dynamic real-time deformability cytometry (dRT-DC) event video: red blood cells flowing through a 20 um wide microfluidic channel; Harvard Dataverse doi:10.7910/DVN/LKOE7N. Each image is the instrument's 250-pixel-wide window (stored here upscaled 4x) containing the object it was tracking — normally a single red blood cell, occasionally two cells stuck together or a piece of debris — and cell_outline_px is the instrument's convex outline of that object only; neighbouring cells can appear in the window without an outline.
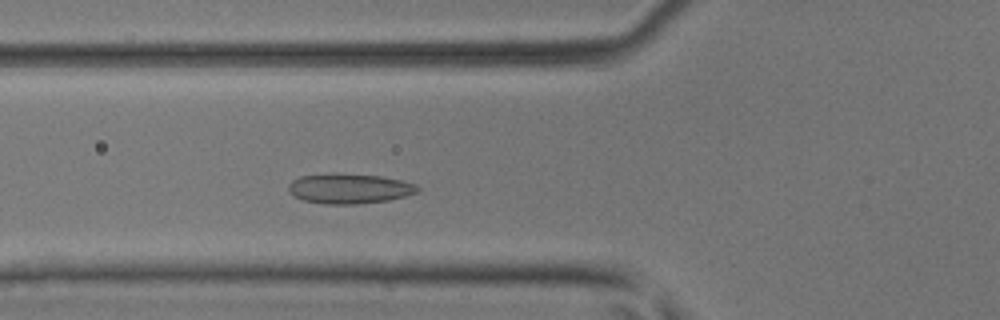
{"species": "common noctule bat (a hibernating species)", "species_latin": "Nyctalus noctula", "temperature_condition": "room temperature", "stored_images_in_passage": 35, "camera_frame_rate_fps": 3000, "um_per_image_px": 0.085, "animal": {"sex": "male", "body_mass_g": 17.9, "forearm_length_mm": 54.2}, "frame": {"image": 1, "passage_image": 4, "time_ms": 1.0, "image_size_px": [1000, 320], "cell_outline_px": [[420, 192], [388, 200], [356, 204], [324, 204], [304, 200], [292, 196], [288, 192], [288, 184], [292, 180], [300, 176], [332, 172], [336, 172], [380, 176], [400, 180], [416, 184], [420, 188]], "centroid_in_image_um": [29.66, 16.01], "position_along_channel_um": 96.1, "area_um2": 22.95}}
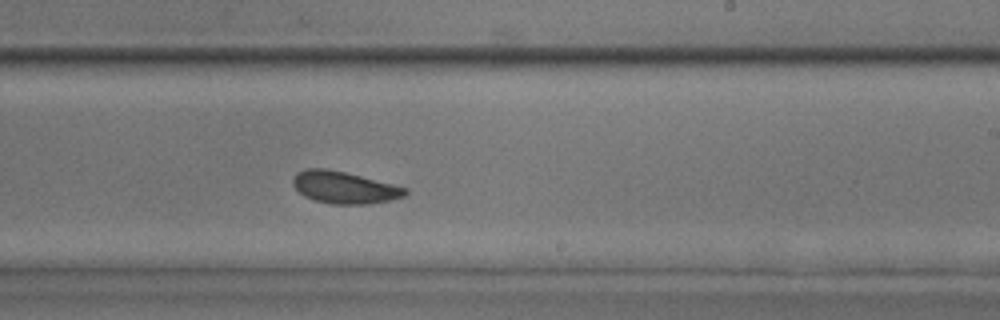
{"frame": {"image": 2, "passage_image": 16, "time_ms": 5.0, "image_size_px": [1000, 320], "cell_outline_px": [[408, 192], [404, 196], [392, 200], [368, 204], [332, 204], [316, 200], [304, 196], [292, 184], [292, 180], [296, 172], [304, 168], [324, 168], [344, 172], [408, 188]], "centroid_in_image_um": [29.25, 15.93], "position_along_channel_um": 259.7, "area_um2": 20.87}}
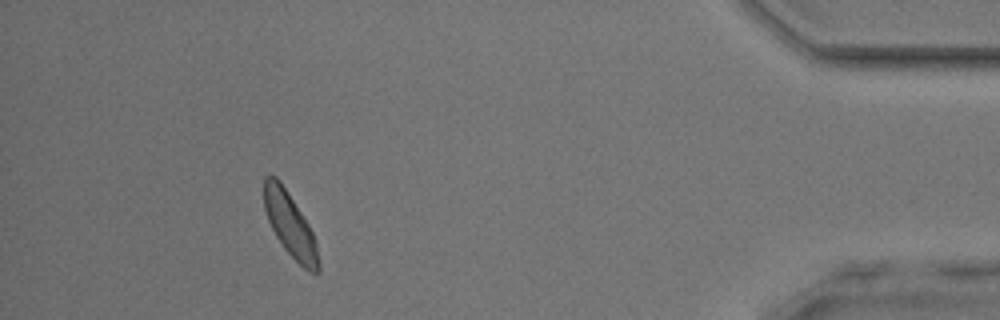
{"frame": {"image": 3, "passage_image": 31, "time_ms": 10.0, "image_size_px": [1000, 320], "cell_outline_px": [[320, 272], [308, 272], [284, 248], [276, 236], [268, 220], [264, 208], [264, 176], [276, 176], [280, 180], [308, 224], [312, 232], [316, 244], [320, 264]], "centroid_in_image_um": [24.65, 19.11], "position_along_channel_um": 410.5, "area_um2": 19.94}, "authors_computed_cell_mechanics": {"area_um2": 20.808, "velocity_mm_per_s": 4.1107, "shape_relaxation_time_tau1_ms": 8.7619, "shape_relaxation_time_tau2_ms": 1.1939, "deformation_change_tau1": 0.1387, "deformation_change_tau2": 0.0622}}